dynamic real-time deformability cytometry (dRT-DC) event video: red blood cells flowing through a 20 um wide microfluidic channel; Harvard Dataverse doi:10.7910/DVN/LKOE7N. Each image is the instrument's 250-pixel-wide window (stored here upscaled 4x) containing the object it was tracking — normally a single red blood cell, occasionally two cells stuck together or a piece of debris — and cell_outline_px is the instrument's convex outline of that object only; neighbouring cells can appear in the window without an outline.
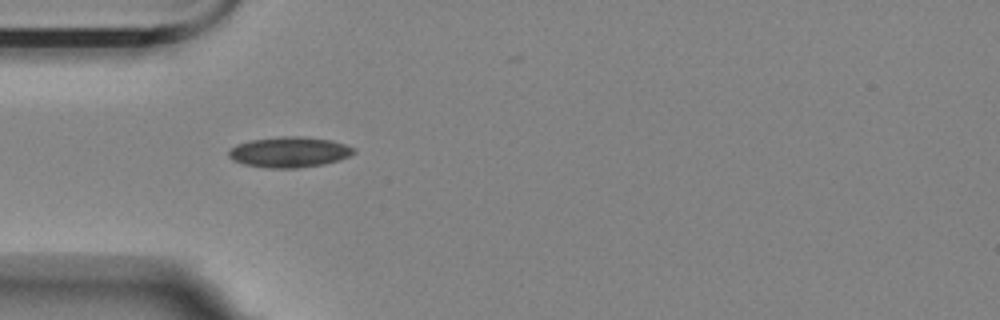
{"species": "Egyptian fruit bat (a non-hibernating species)", "species_latin": "Rousettus aegyptiacus", "temperature_condition": "room temperature", "stored_images_in_passage": 2, "camera_frame_rate_fps": 3000, "um_per_image_px": 0.085, "animal": {"sex": "female"}, "frame": {"image": 1, "passage_image": 1, "time_ms": 0.0, "image_size_px": [1000, 320], "cell_outline_px": [[356, 152], [340, 160], [324, 164], [300, 168], [268, 168], [244, 164], [232, 160], [228, 156], [228, 152], [236, 144], [252, 140], [280, 136], [304, 136], [332, 140], [344, 144], [352, 148]], "centroid_in_image_um": [24.59, 12.93], "position_along_channel_um": 60.4, "area_um2": 22.31}}
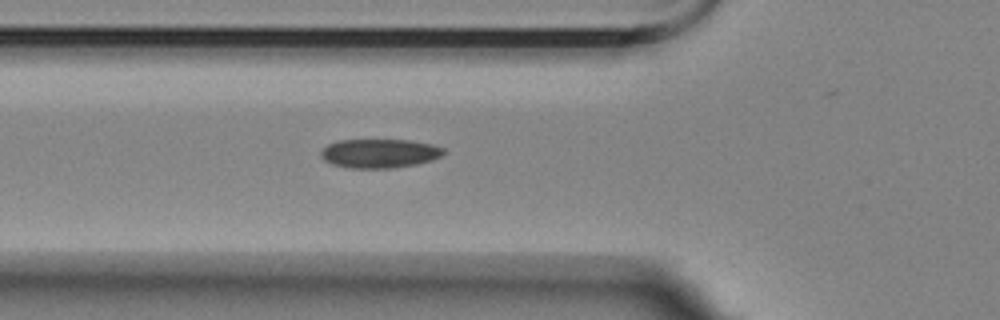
{"frame": {"image": 2, "passage_image": 2, "time_ms": 1.0, "image_size_px": [1000, 320], "cell_outline_px": [[448, 152], [432, 160], [416, 164], [392, 168], [352, 168], [332, 164], [324, 160], [320, 156], [320, 152], [328, 144], [336, 140], [412, 140], [432, 144], [444, 148]], "centroid_in_image_um": [32.28, 13.03], "position_along_channel_um": 93.5, "area_um2": 20.87}}